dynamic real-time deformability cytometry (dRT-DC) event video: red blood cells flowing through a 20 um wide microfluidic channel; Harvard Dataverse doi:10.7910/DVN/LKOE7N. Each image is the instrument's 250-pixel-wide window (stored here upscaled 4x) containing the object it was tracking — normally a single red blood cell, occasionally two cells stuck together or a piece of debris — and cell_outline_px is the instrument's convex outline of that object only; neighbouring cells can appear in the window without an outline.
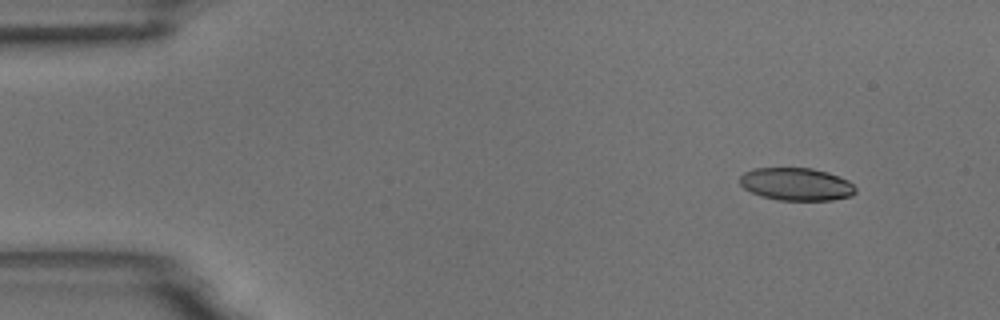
{"species": "common noctule bat (a hibernating species)", "species_latin": "Nyctalus noctula", "temperature_condition": "room temperature", "stored_images_in_passage": 5, "camera_frame_rate_fps": 3000, "um_per_image_px": 0.085, "animal": {"sex": "male", "body_mass_g": 18.8}, "frame": {"image": 1, "passage_image": 1, "time_ms": 0.0, "image_size_px": [1000, 320], "cell_outline_px": [[856, 192], [852, 196], [832, 200], [780, 200], [760, 196], [744, 188], [740, 184], [740, 176], [744, 172], [756, 168], [812, 168], [828, 172], [848, 180], [856, 188]], "centroid_in_image_um": [67.7, 15.65], "position_along_channel_um": 17.3, "area_um2": 22.08}}
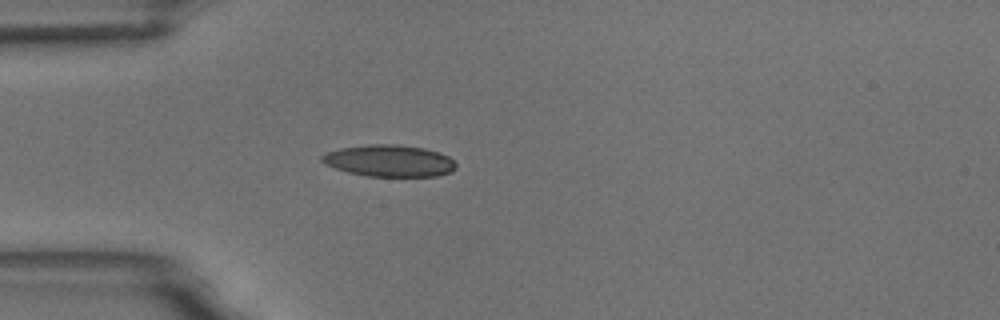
{"frame": {"image": 2, "passage_image": 4, "time_ms": 3.333, "image_size_px": [1000, 320], "cell_outline_px": [[456, 168], [452, 172], [436, 176], [364, 176], [348, 172], [324, 164], [320, 160], [320, 156], [328, 152], [340, 148], [368, 144], [396, 144], [424, 148], [440, 152], [448, 156], [456, 164]], "centroid_in_image_um": [33.09, 13.66], "position_along_channel_um": 51.9, "area_um2": 24.91}}